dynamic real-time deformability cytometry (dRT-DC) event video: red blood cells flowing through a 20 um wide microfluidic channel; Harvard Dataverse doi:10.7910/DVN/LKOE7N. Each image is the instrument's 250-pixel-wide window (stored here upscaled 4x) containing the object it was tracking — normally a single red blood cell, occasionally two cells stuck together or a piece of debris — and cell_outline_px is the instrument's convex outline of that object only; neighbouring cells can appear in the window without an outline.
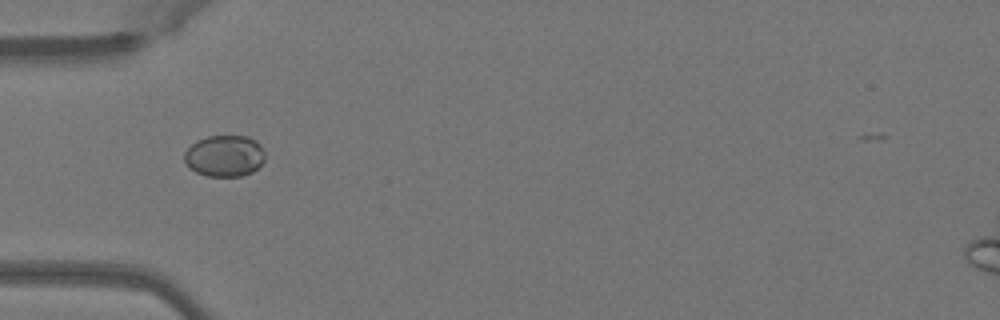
{"species": "Egyptian fruit bat (a non-hibernating species)", "species_latin": "Rousettus aegyptiacus", "temperature_condition": "warm", "stored_images_in_passage": 35, "camera_frame_rate_fps": 3000, "um_per_image_px": 0.085, "animal": {"sex": "female"}, "frame": {"image": 1, "passage_image": 1, "time_ms": 0.0, "image_size_px": [1000, 320], "cell_outline_px": [[264, 160], [252, 172], [240, 176], [208, 176], [196, 172], [188, 168], [184, 160], [184, 152], [196, 140], [208, 136], [248, 136], [256, 140], [260, 144], [264, 152]], "centroid_in_image_um": [19.07, 13.24], "position_along_channel_um": 65.9, "area_um2": 19.54}}
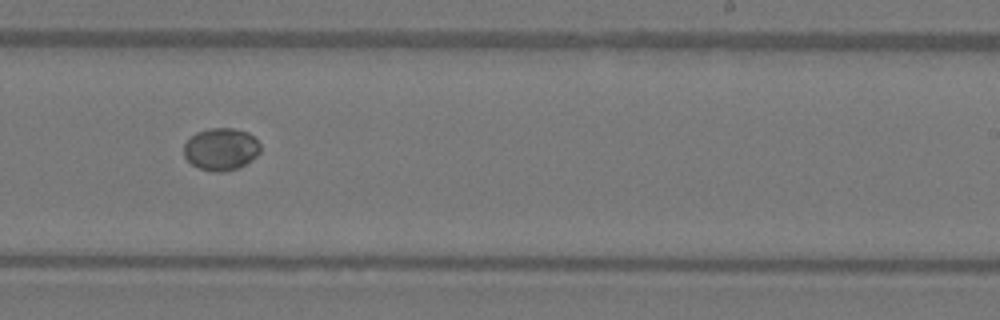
{"frame": {"image": 2, "passage_image": 16, "time_ms": 5.0, "image_size_px": [1000, 320], "cell_outline_px": [[260, 152], [256, 156], [244, 164], [236, 168], [220, 172], [212, 172], [200, 168], [192, 164], [184, 156], [184, 144], [196, 132], [208, 128], [236, 128], [248, 132], [260, 144]], "centroid_in_image_um": [18.78, 12.66], "position_along_channel_um": 270.2, "area_um2": 18.73}}
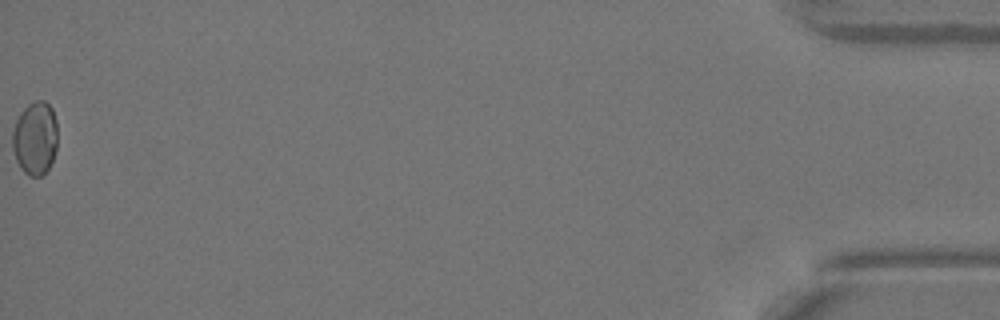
{"frame": {"image": 3, "passage_image": 35, "time_ms": 11.333, "image_size_px": [1000, 320], "cell_outline_px": [[56, 152], [48, 168], [40, 176], [28, 176], [20, 168], [16, 160], [12, 148], [12, 132], [16, 120], [20, 112], [28, 104], [36, 100], [44, 100], [52, 108], [56, 120]], "centroid_in_image_um": [2.97, 11.74], "position_along_channel_um": 432.2, "area_um2": 19.36}}